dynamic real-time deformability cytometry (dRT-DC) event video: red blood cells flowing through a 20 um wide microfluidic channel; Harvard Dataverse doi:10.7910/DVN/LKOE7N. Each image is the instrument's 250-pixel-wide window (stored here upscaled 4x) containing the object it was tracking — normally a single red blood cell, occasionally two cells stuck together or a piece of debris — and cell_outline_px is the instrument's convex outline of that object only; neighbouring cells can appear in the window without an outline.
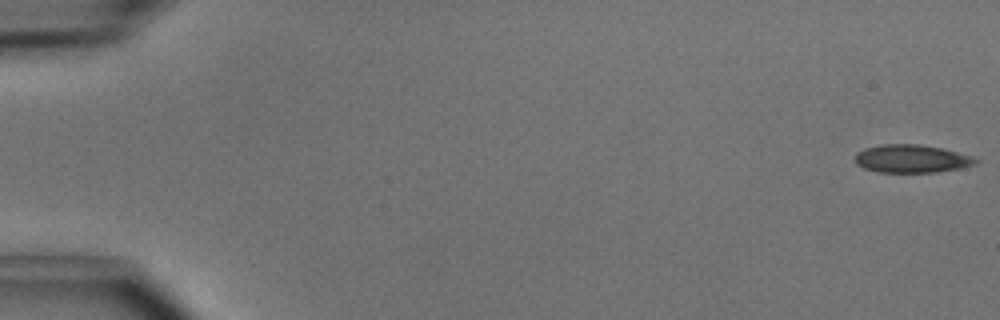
{"species": "common noctule bat (a hibernating species)", "species_latin": "Nyctalus noctula", "temperature_condition": "cold", "stored_images_in_passage": 16, "camera_frame_rate_fps": 3000, "um_per_image_px": 0.085, "animal": {"sex": "male", "body_mass_g": 15.6}, "frame": {"image": 1, "passage_image": 1, "time_ms": 0.0, "image_size_px": [1000, 320], "cell_outline_px": [[980, 160], [976, 164], [960, 168], [936, 172], [876, 172], [864, 168], [856, 164], [856, 152], [864, 148], [884, 144], [920, 144], [940, 148], [972, 156]], "centroid_in_image_um": [77.47, 13.49], "position_along_channel_um": 7.5, "area_um2": 19.65}}
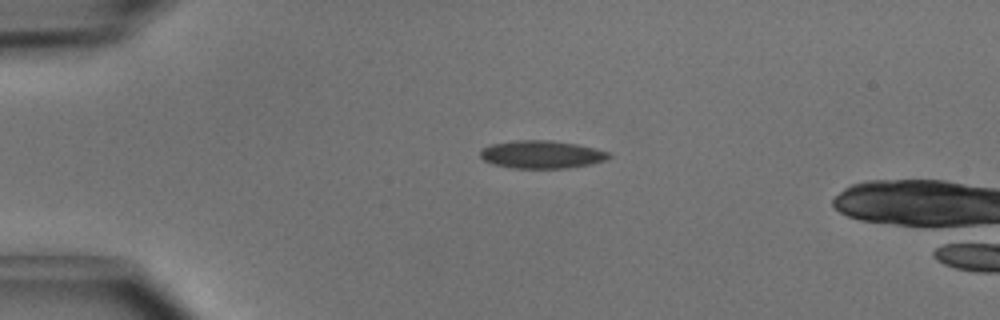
{"frame": {"image": 2, "passage_image": 12, "time_ms": 3.667, "image_size_px": [1000, 320], "cell_outline_px": [[612, 156], [604, 160], [592, 164], [568, 168], [512, 168], [492, 164], [484, 160], [480, 156], [480, 152], [484, 148], [492, 144], [516, 140], [552, 140], [576, 144], [596, 148], [612, 152]], "centroid_in_image_um": [46.08, 13.13], "position_along_channel_um": 38.9, "area_um2": 20.98}}